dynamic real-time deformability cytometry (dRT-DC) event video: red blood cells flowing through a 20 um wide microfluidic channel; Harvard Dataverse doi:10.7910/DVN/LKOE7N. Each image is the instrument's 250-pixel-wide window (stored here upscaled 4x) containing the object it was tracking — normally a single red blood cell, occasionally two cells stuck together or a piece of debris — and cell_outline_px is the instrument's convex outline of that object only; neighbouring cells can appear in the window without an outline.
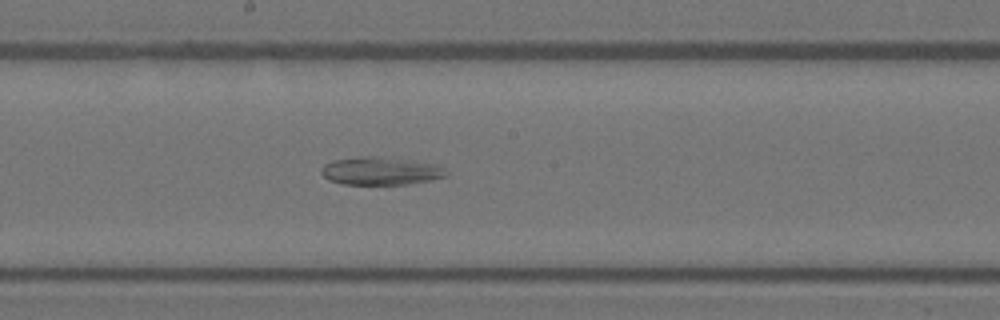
{"species": "Egyptian fruit bat (a non-hibernating species)", "species_latin": "Rousettus aegyptiacus", "temperature_condition": "warm", "stored_images_in_passage": 46, "camera_frame_rate_fps": 3000, "um_per_image_px": 0.085, "animal": {"sex": "female"}, "frame": {"image": 1, "passage_image": 25, "time_ms": 8.0, "image_size_px": [1000, 320], "cell_outline_px": [[448, 176], [432, 180], [408, 184], [344, 184], [328, 180], [320, 172], [320, 168], [324, 164], [336, 160], [360, 156], [372, 156], [436, 164], [444, 168], [448, 172]], "centroid_in_image_um": [32.35, 14.54], "position_along_channel_um": 215.8, "area_um2": 20.17}}
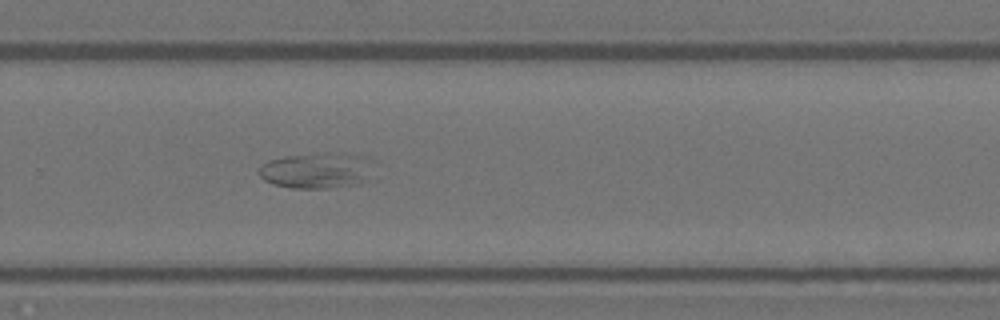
{"frame": {"image": 2, "passage_image": 31, "time_ms": 10.0, "image_size_px": [1000, 320], "cell_outline_px": [[376, 160], [368, 180], [356, 184], [328, 188], [292, 188], [272, 184], [264, 180], [260, 176], [260, 168], [268, 160], [284, 156], [324, 152], [348, 152], [368, 156]], "centroid_in_image_um": [27.03, 14.46], "position_along_channel_um": 302.8, "area_um2": 24.68}}
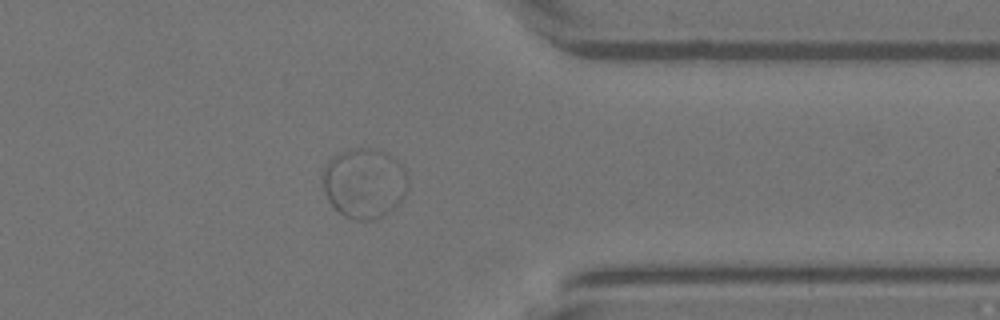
{"frame": {"image": 3, "passage_image": 37, "time_ms": 12.0, "image_size_px": [1000, 320], "cell_outline_px": [[408, 184], [404, 196], [392, 208], [380, 216], [372, 220], [356, 220], [344, 216], [328, 200], [324, 192], [320, 176], [324, 164], [332, 156], [340, 152], [352, 148], [376, 148], [384, 152], [396, 160], [408, 172]], "centroid_in_image_um": [30.92, 15.53], "position_along_channel_um": 380.5, "area_um2": 35.03}}